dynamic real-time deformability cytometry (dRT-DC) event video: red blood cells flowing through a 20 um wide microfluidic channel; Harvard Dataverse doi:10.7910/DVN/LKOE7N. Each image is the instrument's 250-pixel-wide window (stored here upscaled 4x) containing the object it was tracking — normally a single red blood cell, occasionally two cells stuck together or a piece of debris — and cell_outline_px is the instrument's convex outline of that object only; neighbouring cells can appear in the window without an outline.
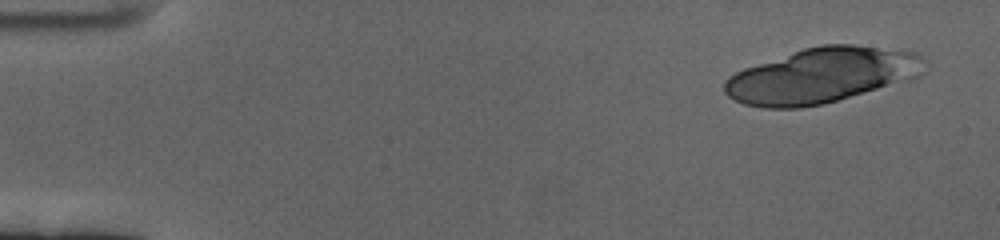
{"species": "human", "species_latin": "Homo sapiens", "temperature_condition": "cold", "stored_images_in_passage": 28, "camera_frame_rate_fps": 3000, "um_per_image_px": 0.085, "donor": {"sex": "female"}, "frame": {"image": 1, "passage_image": 4, "time_ms": 1.0, "image_size_px": [1000, 240], "cell_outline_px": [[920, 56], [900, 76], [876, 88], [824, 104], [800, 108], [764, 108], [744, 104], [728, 96], [724, 92], [724, 80], [728, 76], [744, 68], [804, 48], [820, 44], [852, 44], [916, 52]], "centroid_in_image_um": [69.45, 6.42], "position_along_channel_um": 15.6, "area_um2": 60.92}}
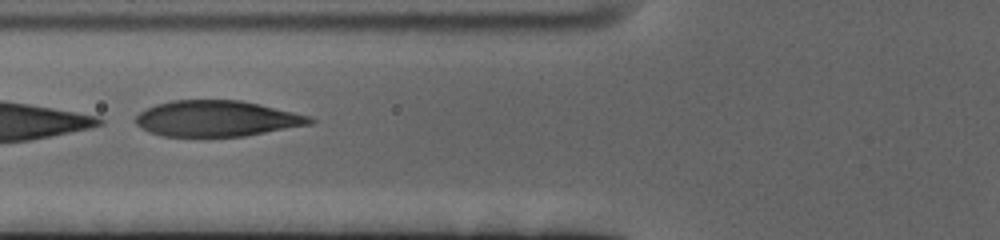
{"frame": {"image": 2, "passage_image": 24, "time_ms": 7.667, "image_size_px": [1000, 240], "cell_outline_px": [[316, 120], [312, 124], [244, 136], [164, 136], [148, 132], [140, 128], [136, 124], [136, 116], [140, 112], [156, 104], [172, 100], [240, 100], [260, 104], [312, 116]], "centroid_in_image_um": [18.45, 10.07], "position_along_channel_um": 107.4, "area_um2": 36.47}}